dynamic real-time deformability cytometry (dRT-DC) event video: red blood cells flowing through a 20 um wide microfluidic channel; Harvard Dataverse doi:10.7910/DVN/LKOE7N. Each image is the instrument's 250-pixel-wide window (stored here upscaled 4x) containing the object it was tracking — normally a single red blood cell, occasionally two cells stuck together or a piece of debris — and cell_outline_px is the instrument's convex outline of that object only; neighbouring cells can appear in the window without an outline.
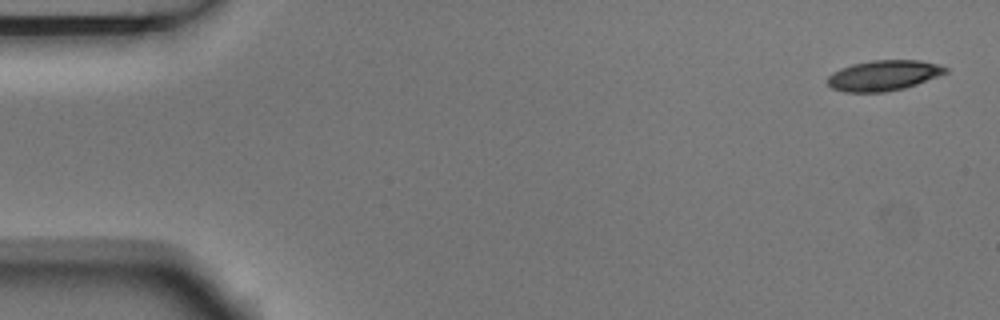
{"species": "Egyptian fruit bat (a non-hibernating species)", "species_latin": "Rousettus aegyptiacus", "temperature_condition": "room temperature", "stored_images_in_passage": 5, "camera_frame_rate_fps": 3000, "um_per_image_px": 0.085, "animal": {"sex": "male"}, "frame": {"image": 1, "passage_image": 1, "time_ms": 0.0, "image_size_px": [1000, 320], "cell_outline_px": [[948, 72], [916, 84], [904, 88], [884, 92], [844, 92], [832, 88], [828, 84], [828, 76], [832, 72], [840, 68], [852, 64], [872, 60], [920, 60], [940, 64], [948, 68]], "centroid_in_image_um": [75.1, 6.4], "position_along_channel_um": 9.9, "area_um2": 20.92}}
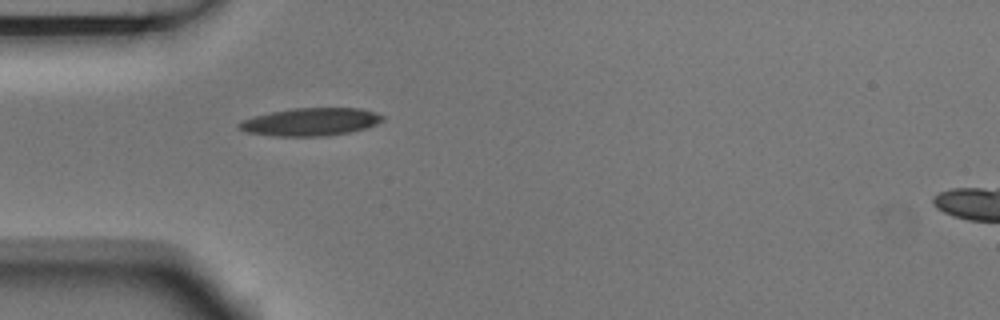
{"frame": {"image": 2, "passage_image": 5, "time_ms": 1.333, "image_size_px": [1000, 320], "cell_outline_px": [[384, 120], [368, 128], [352, 132], [328, 136], [272, 136], [244, 132], [236, 128], [236, 124], [252, 116], [292, 108], [360, 108], [376, 112], [384, 116]], "centroid_in_image_um": [26.4, 10.37], "position_along_channel_um": 58.6, "area_um2": 23.64}}